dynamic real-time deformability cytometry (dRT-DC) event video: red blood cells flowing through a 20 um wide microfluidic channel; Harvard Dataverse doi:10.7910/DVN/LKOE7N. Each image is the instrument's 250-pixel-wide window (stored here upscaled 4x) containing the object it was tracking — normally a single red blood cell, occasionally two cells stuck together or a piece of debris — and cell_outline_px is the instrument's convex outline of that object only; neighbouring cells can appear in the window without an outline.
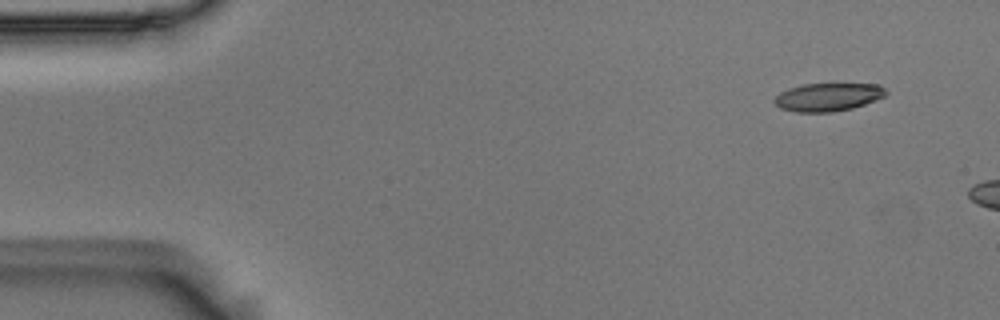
{"species": "Egyptian fruit bat (a non-hibernating species)", "species_latin": "Rousettus aegyptiacus", "temperature_condition": "room temperature", "stored_images_in_passage": 4, "camera_frame_rate_fps": 3000, "um_per_image_px": 0.085, "animal": {"sex": "male"}, "frame": {"image": 1, "passage_image": 2, "time_ms": 0.333, "image_size_px": [1000, 320], "cell_outline_px": [[888, 92], [884, 96], [876, 100], [852, 108], [832, 112], [796, 112], [780, 108], [772, 100], [780, 92], [788, 88], [804, 84], [880, 84]], "centroid_in_image_um": [70.37, 8.25], "position_along_channel_um": 14.6, "area_um2": 18.26}}